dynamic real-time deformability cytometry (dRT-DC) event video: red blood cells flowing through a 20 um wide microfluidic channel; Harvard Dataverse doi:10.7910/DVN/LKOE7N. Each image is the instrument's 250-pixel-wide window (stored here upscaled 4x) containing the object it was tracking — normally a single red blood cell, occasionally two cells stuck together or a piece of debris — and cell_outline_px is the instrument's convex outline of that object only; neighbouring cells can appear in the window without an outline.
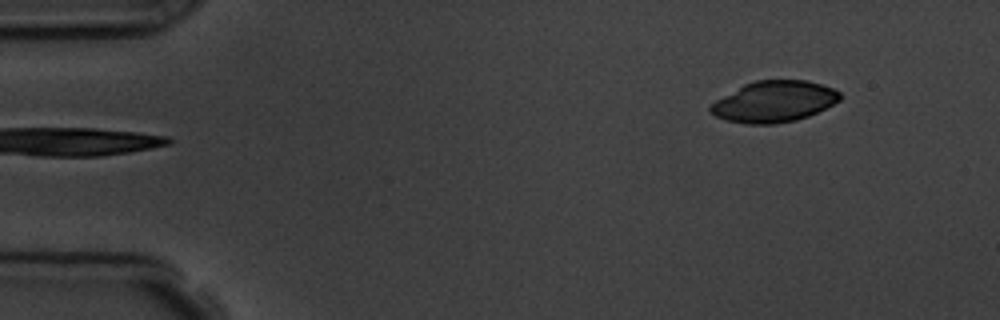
{"species": "common noctule bat (a hibernating species)", "species_latin": "Nyctalus noctula", "temperature_condition": "room temperature", "stored_images_in_passage": 6, "segment_of_instrument_passage": [2, 2], "camera_frame_rate_fps": 3000, "um_per_image_px": 0.085, "animal": {"sex": "male", "body_mass_g": 19.5, "forearm_length_mm": 54.6}, "frame": {"image": 1, "passage_image": 6, "time_ms": 5.667, "image_size_px": [1000, 320], "cell_outline_px": [[840, 100], [808, 116], [796, 120], [776, 124], [748, 124], [728, 120], [716, 116], [708, 112], [708, 108], [716, 100], [744, 84], [756, 80], [808, 80], [832, 88], [840, 92]], "centroid_in_image_um": [65.78, 8.63], "position_along_channel_um": 19.2, "area_um2": 30.81}}